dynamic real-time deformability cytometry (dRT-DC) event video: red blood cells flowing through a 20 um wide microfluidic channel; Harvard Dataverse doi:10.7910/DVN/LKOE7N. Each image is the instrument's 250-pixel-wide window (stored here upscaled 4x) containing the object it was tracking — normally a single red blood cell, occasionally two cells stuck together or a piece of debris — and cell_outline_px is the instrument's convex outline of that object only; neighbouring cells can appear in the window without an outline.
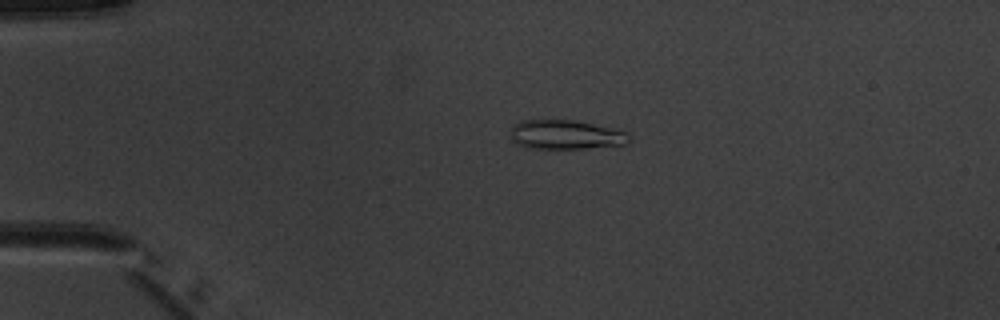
{"species": "common noctule bat (a hibernating species)", "species_latin": "Nyctalus noctula", "temperature_condition": "warm", "stored_images_in_passage": 4, "camera_frame_rate_fps": 3000, "um_per_image_px": 0.085, "animal": {"sex": "male", "body_mass_g": 20.1, "forearm_length_mm": 53.5}, "frame": {"image": 1, "passage_image": 3, "time_ms": 3.333, "image_size_px": [1000, 320], "cell_outline_px": [[632, 136], [628, 144], [584, 148], [524, 148], [516, 144], [512, 140], [508, 132], [508, 128], [520, 120], [576, 120], [616, 128], [628, 132]], "centroid_in_image_um": [48.07, 11.44], "position_along_channel_um": 36.9, "area_um2": 20.81}}